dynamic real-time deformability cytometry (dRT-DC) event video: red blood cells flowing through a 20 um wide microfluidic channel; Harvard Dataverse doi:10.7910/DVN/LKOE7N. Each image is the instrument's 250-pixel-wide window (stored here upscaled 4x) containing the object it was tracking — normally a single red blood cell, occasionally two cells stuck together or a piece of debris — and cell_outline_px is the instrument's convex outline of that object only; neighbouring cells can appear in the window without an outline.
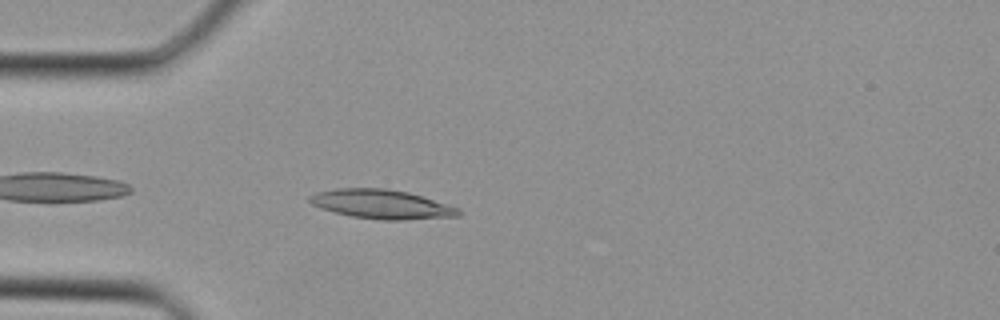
{"species": "Egyptian fruit bat (a non-hibernating species)", "species_latin": "Rousettus aegyptiacus", "temperature_condition": "cold", "stored_images_in_passage": 28, "camera_frame_rate_fps": 3000, "um_per_image_px": 0.085, "animal": {"sex": "female"}, "frame": {"image": 1, "passage_image": 2, "time_ms": 0.333, "image_size_px": [1000, 320], "cell_outline_px": [[460, 216], [404, 220], [380, 220], [352, 216], [320, 208], [312, 204], [308, 200], [308, 196], [316, 192], [336, 188], [388, 188], [408, 192], [460, 208]], "centroid_in_image_um": [32.43, 17.35], "position_along_channel_um": 52.6, "area_um2": 25.32}}
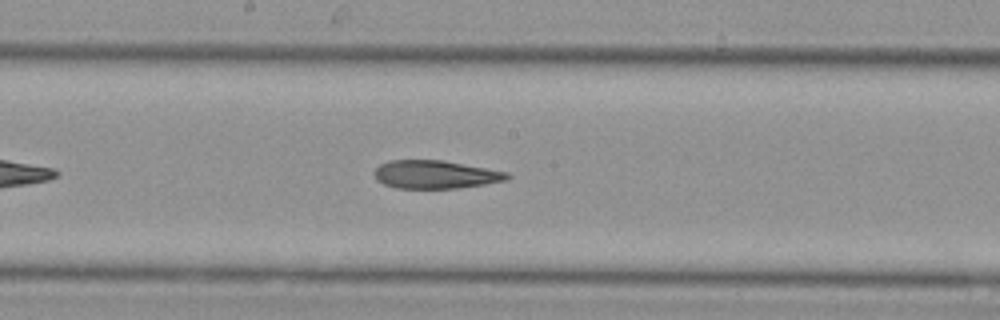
{"frame": {"image": 2, "passage_image": 11, "time_ms": 3.333, "image_size_px": [1000, 320], "cell_outline_px": [[512, 176], [508, 180], [484, 184], [456, 188], [396, 188], [384, 184], [376, 180], [372, 172], [380, 164], [388, 160], [444, 160], [508, 172]], "centroid_in_image_um": [36.99, 14.82], "position_along_channel_um": 211.2, "area_um2": 21.96}}
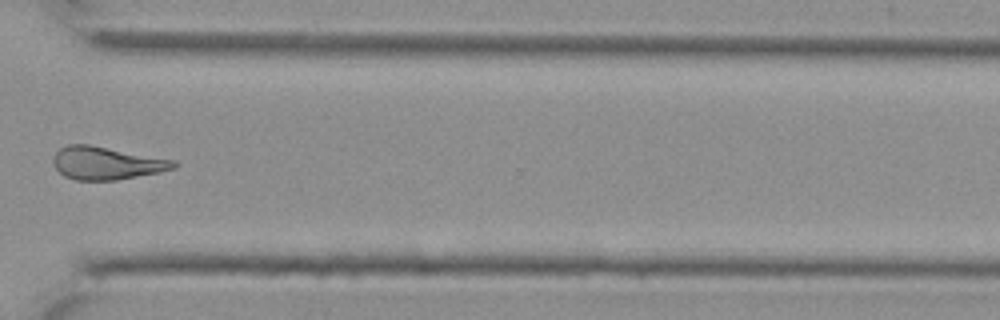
{"frame": {"image": 3, "passage_image": 19, "time_ms": 6.0, "image_size_px": [1000, 320], "cell_outline_px": [[176, 168], [160, 172], [116, 180], [76, 180], [64, 176], [56, 168], [52, 160], [52, 156], [60, 148], [68, 144], [88, 144], [176, 160]], "centroid_in_image_um": [9.05, 13.86], "position_along_channel_um": 361.6, "area_um2": 23.06}}